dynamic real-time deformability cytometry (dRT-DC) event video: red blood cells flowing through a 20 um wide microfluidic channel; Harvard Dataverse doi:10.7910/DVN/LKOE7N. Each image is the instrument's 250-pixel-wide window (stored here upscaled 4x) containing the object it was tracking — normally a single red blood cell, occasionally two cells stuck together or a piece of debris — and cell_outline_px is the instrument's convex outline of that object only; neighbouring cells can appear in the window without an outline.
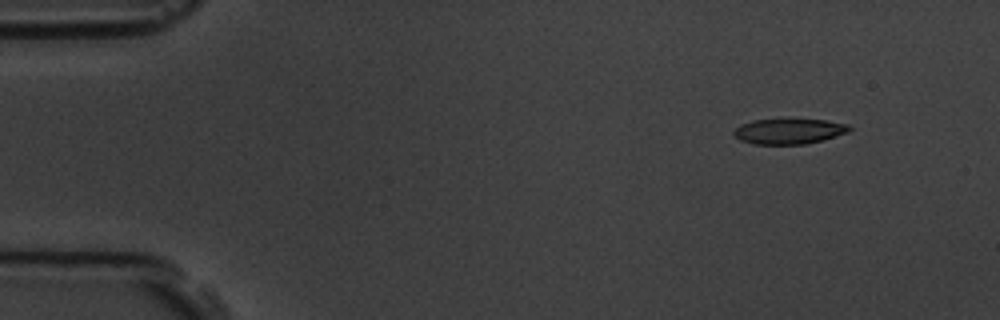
{"species": "common noctule bat (a hibernating species)", "species_latin": "Nyctalus noctula", "temperature_condition": "room temperature", "stored_images_in_passage": 4, "camera_frame_rate_fps": 3000, "um_per_image_px": 0.085, "animal": {"sex": "male", "body_mass_g": 19.5, "forearm_length_mm": 54.6}, "frame": {"image": 1, "passage_image": 1, "time_ms": 0.0, "image_size_px": [1000, 320], "cell_outline_px": [[852, 128], [848, 132], [824, 140], [804, 144], [752, 144], [740, 140], [732, 132], [740, 124], [752, 120], [784, 116], [828, 120], [848, 124]], "centroid_in_image_um": [67.06, 11.1], "position_along_channel_um": 17.9, "area_um2": 18.09}}
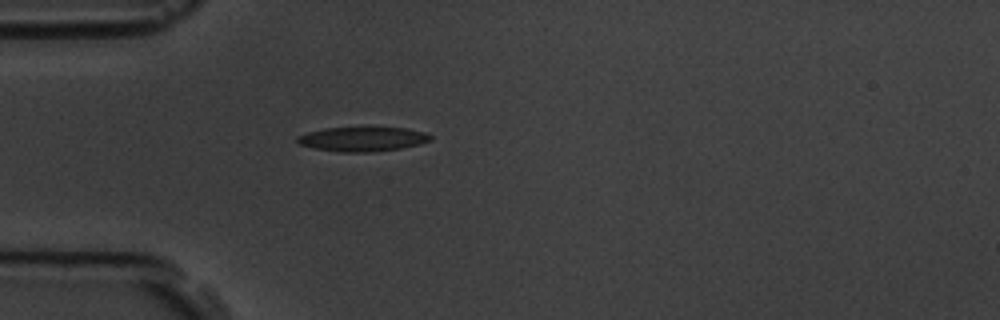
{"frame": {"image": 2, "passage_image": 4, "time_ms": 3.333, "image_size_px": [1000, 320], "cell_outline_px": [[432, 140], [420, 144], [400, 148], [368, 152], [340, 152], [316, 148], [300, 144], [296, 140], [296, 136], [308, 132], [324, 128], [404, 128], [424, 132], [432, 136]], "centroid_in_image_um": [30.81, 11.82], "position_along_channel_um": 54.2, "area_um2": 18.67}}